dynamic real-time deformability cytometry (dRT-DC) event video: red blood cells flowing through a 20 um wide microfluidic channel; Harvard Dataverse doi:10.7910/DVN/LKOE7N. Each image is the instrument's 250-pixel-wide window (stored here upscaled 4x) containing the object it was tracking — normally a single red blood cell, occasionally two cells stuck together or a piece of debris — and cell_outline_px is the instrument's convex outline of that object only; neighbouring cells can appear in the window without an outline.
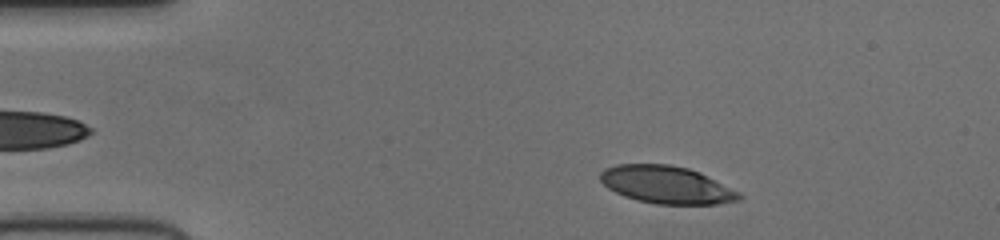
{"species": "human", "species_latin": "Homo sapiens", "temperature_condition": "cold", "stored_images_in_passage": 47, "camera_frame_rate_fps": 3000, "um_per_image_px": 0.085, "donor": {"sex": "female"}, "frame": {"image": 1, "passage_image": 4, "time_ms": 1.0, "image_size_px": [1000, 240], "cell_outline_px": [[744, 196], [740, 200], [716, 204], [656, 204], [636, 200], [624, 196], [608, 188], [600, 180], [600, 172], [604, 168], [616, 164], [668, 164], [688, 168], [700, 172], [740, 192]], "centroid_in_image_um": [56.66, 15.7], "position_along_channel_um": 28.3, "area_um2": 30.52}}
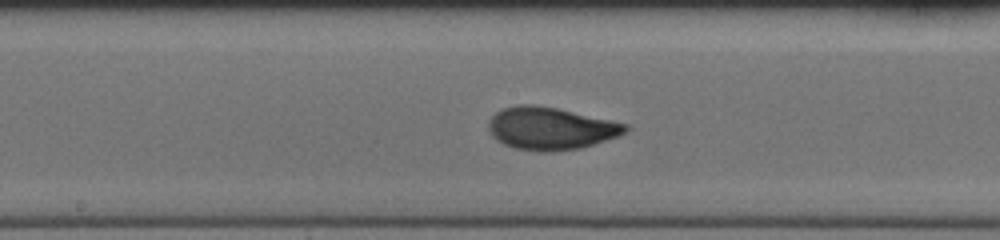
{"frame": {"image": 2, "passage_image": 22, "time_ms": 7.0, "image_size_px": [1000, 240], "cell_outline_px": [[632, 128], [628, 132], [580, 148], [552, 152], [540, 152], [516, 148], [504, 144], [496, 140], [492, 136], [488, 128], [488, 120], [496, 112], [504, 108], [516, 104], [532, 104], [556, 108], [628, 124]], "centroid_in_image_um": [46.78, 10.91], "position_along_channel_um": 201.4, "area_um2": 33.87}}
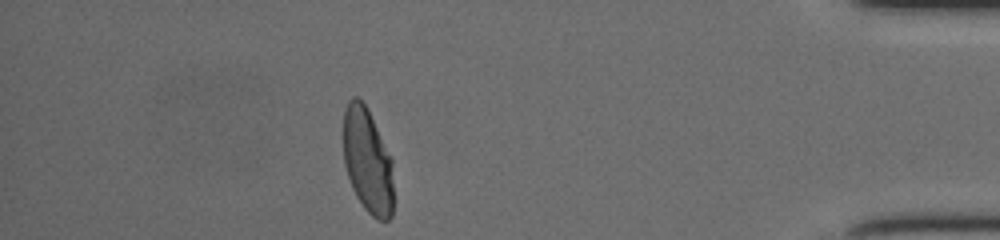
{"frame": {"image": 3, "passage_image": 41, "time_ms": 13.333, "image_size_px": [1000, 240], "cell_outline_px": [[392, 216], [388, 220], [376, 220], [364, 208], [356, 196], [352, 188], [344, 164], [344, 112], [348, 100], [352, 96], [356, 96], [368, 108], [392, 160]], "centroid_in_image_um": [31.23, 13.67], "position_along_channel_um": 404.0, "area_um2": 30.58}}